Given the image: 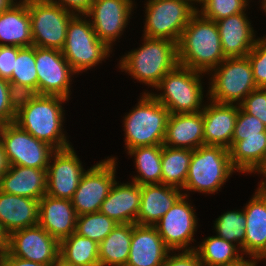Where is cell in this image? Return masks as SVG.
<instances>
[{"label":"cell","instance_id":"6da1fadb","mask_svg":"<svg viewBox=\"0 0 266 266\" xmlns=\"http://www.w3.org/2000/svg\"><path fill=\"white\" fill-rule=\"evenodd\" d=\"M67 98L57 95L26 94L18 96L15 123L33 137L56 150L72 146L64 131ZM63 103V104H62Z\"/></svg>","mask_w":266,"mask_h":266},{"label":"cell","instance_id":"bcb514c9","mask_svg":"<svg viewBox=\"0 0 266 266\" xmlns=\"http://www.w3.org/2000/svg\"><path fill=\"white\" fill-rule=\"evenodd\" d=\"M0 266H52V264H43L21 259L10 255L7 251L0 256Z\"/></svg>","mask_w":266,"mask_h":266},{"label":"cell","instance_id":"5bb4252c","mask_svg":"<svg viewBox=\"0 0 266 266\" xmlns=\"http://www.w3.org/2000/svg\"><path fill=\"white\" fill-rule=\"evenodd\" d=\"M135 0H93L85 14L94 29L97 37L111 50L124 33L133 9Z\"/></svg>","mask_w":266,"mask_h":266},{"label":"cell","instance_id":"4fadbf2b","mask_svg":"<svg viewBox=\"0 0 266 266\" xmlns=\"http://www.w3.org/2000/svg\"><path fill=\"white\" fill-rule=\"evenodd\" d=\"M188 199V200H187ZM189 198L182 195L165 215L154 225L165 245L171 251H192L198 219Z\"/></svg>","mask_w":266,"mask_h":266},{"label":"cell","instance_id":"836d02e7","mask_svg":"<svg viewBox=\"0 0 266 266\" xmlns=\"http://www.w3.org/2000/svg\"><path fill=\"white\" fill-rule=\"evenodd\" d=\"M98 246L74 232L60 241L59 256L74 266H100Z\"/></svg>","mask_w":266,"mask_h":266},{"label":"cell","instance_id":"4316f807","mask_svg":"<svg viewBox=\"0 0 266 266\" xmlns=\"http://www.w3.org/2000/svg\"><path fill=\"white\" fill-rule=\"evenodd\" d=\"M47 169L10 166L0 179V191L40 200L46 194Z\"/></svg>","mask_w":266,"mask_h":266},{"label":"cell","instance_id":"11a10c76","mask_svg":"<svg viewBox=\"0 0 266 266\" xmlns=\"http://www.w3.org/2000/svg\"><path fill=\"white\" fill-rule=\"evenodd\" d=\"M262 259L266 261V252H265V254L260 258V261H262ZM265 263H266V262H265Z\"/></svg>","mask_w":266,"mask_h":266},{"label":"cell","instance_id":"e575fe53","mask_svg":"<svg viewBox=\"0 0 266 266\" xmlns=\"http://www.w3.org/2000/svg\"><path fill=\"white\" fill-rule=\"evenodd\" d=\"M198 245L194 251L197 253L203 266H222L235 262L244 256L235 244L217 235L204 238Z\"/></svg>","mask_w":266,"mask_h":266},{"label":"cell","instance_id":"c3c4849f","mask_svg":"<svg viewBox=\"0 0 266 266\" xmlns=\"http://www.w3.org/2000/svg\"><path fill=\"white\" fill-rule=\"evenodd\" d=\"M9 164L6 158V154L4 152V148L0 142V179L8 170Z\"/></svg>","mask_w":266,"mask_h":266},{"label":"cell","instance_id":"9a60e30c","mask_svg":"<svg viewBox=\"0 0 266 266\" xmlns=\"http://www.w3.org/2000/svg\"><path fill=\"white\" fill-rule=\"evenodd\" d=\"M35 64L38 94L57 95L70 100L72 94L70 88L76 73L63 53L60 50L35 46Z\"/></svg>","mask_w":266,"mask_h":266},{"label":"cell","instance_id":"44dd1931","mask_svg":"<svg viewBox=\"0 0 266 266\" xmlns=\"http://www.w3.org/2000/svg\"><path fill=\"white\" fill-rule=\"evenodd\" d=\"M170 252L154 226L133 224L125 266H162Z\"/></svg>","mask_w":266,"mask_h":266},{"label":"cell","instance_id":"ac0fdd59","mask_svg":"<svg viewBox=\"0 0 266 266\" xmlns=\"http://www.w3.org/2000/svg\"><path fill=\"white\" fill-rule=\"evenodd\" d=\"M239 108L238 104H220L211 100L205 103L202 110L205 145L230 149Z\"/></svg>","mask_w":266,"mask_h":266},{"label":"cell","instance_id":"d6986e66","mask_svg":"<svg viewBox=\"0 0 266 266\" xmlns=\"http://www.w3.org/2000/svg\"><path fill=\"white\" fill-rule=\"evenodd\" d=\"M246 218L244 256L261 258L266 252V187L259 185L243 206Z\"/></svg>","mask_w":266,"mask_h":266},{"label":"cell","instance_id":"cb8c5ba5","mask_svg":"<svg viewBox=\"0 0 266 266\" xmlns=\"http://www.w3.org/2000/svg\"><path fill=\"white\" fill-rule=\"evenodd\" d=\"M202 111L186 114H169L163 145L195 150L205 145Z\"/></svg>","mask_w":266,"mask_h":266},{"label":"cell","instance_id":"1f68e13d","mask_svg":"<svg viewBox=\"0 0 266 266\" xmlns=\"http://www.w3.org/2000/svg\"><path fill=\"white\" fill-rule=\"evenodd\" d=\"M8 81L18 96L38 94L34 45L19 49L12 77Z\"/></svg>","mask_w":266,"mask_h":266},{"label":"cell","instance_id":"d6a6232c","mask_svg":"<svg viewBox=\"0 0 266 266\" xmlns=\"http://www.w3.org/2000/svg\"><path fill=\"white\" fill-rule=\"evenodd\" d=\"M192 150L162 145L161 184L183 189L187 179Z\"/></svg>","mask_w":266,"mask_h":266},{"label":"cell","instance_id":"277c9868","mask_svg":"<svg viewBox=\"0 0 266 266\" xmlns=\"http://www.w3.org/2000/svg\"><path fill=\"white\" fill-rule=\"evenodd\" d=\"M235 172L238 171L231 163L228 149L221 146L202 145L192 150L187 179L182 189L183 195L189 197L190 192L208 195L217 193L225 187L223 185Z\"/></svg>","mask_w":266,"mask_h":266},{"label":"cell","instance_id":"7bdbcfd3","mask_svg":"<svg viewBox=\"0 0 266 266\" xmlns=\"http://www.w3.org/2000/svg\"><path fill=\"white\" fill-rule=\"evenodd\" d=\"M21 47L0 45V78L9 80L12 77L15 60Z\"/></svg>","mask_w":266,"mask_h":266},{"label":"cell","instance_id":"ee69618b","mask_svg":"<svg viewBox=\"0 0 266 266\" xmlns=\"http://www.w3.org/2000/svg\"><path fill=\"white\" fill-rule=\"evenodd\" d=\"M178 252V253H177ZM171 251L162 266H203L197 253L192 251ZM171 254V255H170Z\"/></svg>","mask_w":266,"mask_h":266},{"label":"cell","instance_id":"83f0119b","mask_svg":"<svg viewBox=\"0 0 266 266\" xmlns=\"http://www.w3.org/2000/svg\"><path fill=\"white\" fill-rule=\"evenodd\" d=\"M229 152L239 173L259 175L266 168V131L261 136H233Z\"/></svg>","mask_w":266,"mask_h":266},{"label":"cell","instance_id":"603a6c76","mask_svg":"<svg viewBox=\"0 0 266 266\" xmlns=\"http://www.w3.org/2000/svg\"><path fill=\"white\" fill-rule=\"evenodd\" d=\"M140 202L141 185L116 181L99 211L118 224H137Z\"/></svg>","mask_w":266,"mask_h":266},{"label":"cell","instance_id":"ab89813d","mask_svg":"<svg viewBox=\"0 0 266 266\" xmlns=\"http://www.w3.org/2000/svg\"><path fill=\"white\" fill-rule=\"evenodd\" d=\"M18 95L8 80L0 78V125L15 121Z\"/></svg>","mask_w":266,"mask_h":266},{"label":"cell","instance_id":"7402d4cb","mask_svg":"<svg viewBox=\"0 0 266 266\" xmlns=\"http://www.w3.org/2000/svg\"><path fill=\"white\" fill-rule=\"evenodd\" d=\"M77 214L71 200L45 194L39 200L38 224L59 242L76 230Z\"/></svg>","mask_w":266,"mask_h":266},{"label":"cell","instance_id":"7dc6e473","mask_svg":"<svg viewBox=\"0 0 266 266\" xmlns=\"http://www.w3.org/2000/svg\"><path fill=\"white\" fill-rule=\"evenodd\" d=\"M246 257L252 258V259H245ZM246 257L242 256L237 261L228 263L222 266H257V264H259L260 262V259L257 257H253V256H246Z\"/></svg>","mask_w":266,"mask_h":266},{"label":"cell","instance_id":"8fae6325","mask_svg":"<svg viewBox=\"0 0 266 266\" xmlns=\"http://www.w3.org/2000/svg\"><path fill=\"white\" fill-rule=\"evenodd\" d=\"M0 142L10 166L47 169L56 151L50 144L33 137L15 122L0 126Z\"/></svg>","mask_w":266,"mask_h":266},{"label":"cell","instance_id":"e0dca14e","mask_svg":"<svg viewBox=\"0 0 266 266\" xmlns=\"http://www.w3.org/2000/svg\"><path fill=\"white\" fill-rule=\"evenodd\" d=\"M60 242L39 224L8 235L7 252L33 262L52 264L59 257Z\"/></svg>","mask_w":266,"mask_h":266},{"label":"cell","instance_id":"74e56055","mask_svg":"<svg viewBox=\"0 0 266 266\" xmlns=\"http://www.w3.org/2000/svg\"><path fill=\"white\" fill-rule=\"evenodd\" d=\"M249 0H199L197 12L203 17L218 21L228 16L245 12L249 6ZM252 1V0H251Z\"/></svg>","mask_w":266,"mask_h":266},{"label":"cell","instance_id":"8992f818","mask_svg":"<svg viewBox=\"0 0 266 266\" xmlns=\"http://www.w3.org/2000/svg\"><path fill=\"white\" fill-rule=\"evenodd\" d=\"M204 73L177 65L169 71L155 87L159 94L150 92L169 111V114H186L202 111L204 86L201 81ZM204 95V96H203Z\"/></svg>","mask_w":266,"mask_h":266},{"label":"cell","instance_id":"ffe728a7","mask_svg":"<svg viewBox=\"0 0 266 266\" xmlns=\"http://www.w3.org/2000/svg\"><path fill=\"white\" fill-rule=\"evenodd\" d=\"M247 12H241L216 21L222 51L226 58L246 57L257 40Z\"/></svg>","mask_w":266,"mask_h":266},{"label":"cell","instance_id":"9c48e42d","mask_svg":"<svg viewBox=\"0 0 266 266\" xmlns=\"http://www.w3.org/2000/svg\"><path fill=\"white\" fill-rule=\"evenodd\" d=\"M194 0H147L143 36L178 43L184 28L197 12Z\"/></svg>","mask_w":266,"mask_h":266},{"label":"cell","instance_id":"4dcf8cb0","mask_svg":"<svg viewBox=\"0 0 266 266\" xmlns=\"http://www.w3.org/2000/svg\"><path fill=\"white\" fill-rule=\"evenodd\" d=\"M134 156L137 175L132 182L138 185L161 184L162 179V145L139 146L126 152Z\"/></svg>","mask_w":266,"mask_h":266},{"label":"cell","instance_id":"681fc988","mask_svg":"<svg viewBox=\"0 0 266 266\" xmlns=\"http://www.w3.org/2000/svg\"><path fill=\"white\" fill-rule=\"evenodd\" d=\"M8 234L4 231L0 223V256L7 251Z\"/></svg>","mask_w":266,"mask_h":266},{"label":"cell","instance_id":"7a4b0ae2","mask_svg":"<svg viewBox=\"0 0 266 266\" xmlns=\"http://www.w3.org/2000/svg\"><path fill=\"white\" fill-rule=\"evenodd\" d=\"M178 63L209 74L226 59L215 21L196 12L184 28L177 43Z\"/></svg>","mask_w":266,"mask_h":266},{"label":"cell","instance_id":"f6af8a7d","mask_svg":"<svg viewBox=\"0 0 266 266\" xmlns=\"http://www.w3.org/2000/svg\"><path fill=\"white\" fill-rule=\"evenodd\" d=\"M73 14H86L93 0H49Z\"/></svg>","mask_w":266,"mask_h":266},{"label":"cell","instance_id":"db71d44e","mask_svg":"<svg viewBox=\"0 0 266 266\" xmlns=\"http://www.w3.org/2000/svg\"><path fill=\"white\" fill-rule=\"evenodd\" d=\"M262 4H261V9H262V11H264L265 12V14H266V0H262V2H261Z\"/></svg>","mask_w":266,"mask_h":266},{"label":"cell","instance_id":"7c38bea8","mask_svg":"<svg viewBox=\"0 0 266 266\" xmlns=\"http://www.w3.org/2000/svg\"><path fill=\"white\" fill-rule=\"evenodd\" d=\"M117 158L110 156L87 169L77 187L72 205L77 216L95 213L110 193L116 182Z\"/></svg>","mask_w":266,"mask_h":266},{"label":"cell","instance_id":"b9f144b4","mask_svg":"<svg viewBox=\"0 0 266 266\" xmlns=\"http://www.w3.org/2000/svg\"><path fill=\"white\" fill-rule=\"evenodd\" d=\"M265 131L262 121L239 108L233 136H261V132Z\"/></svg>","mask_w":266,"mask_h":266},{"label":"cell","instance_id":"ba28073f","mask_svg":"<svg viewBox=\"0 0 266 266\" xmlns=\"http://www.w3.org/2000/svg\"><path fill=\"white\" fill-rule=\"evenodd\" d=\"M207 100L220 104H240L257 88L248 57L226 58L209 74Z\"/></svg>","mask_w":266,"mask_h":266},{"label":"cell","instance_id":"f1b7e54d","mask_svg":"<svg viewBox=\"0 0 266 266\" xmlns=\"http://www.w3.org/2000/svg\"><path fill=\"white\" fill-rule=\"evenodd\" d=\"M0 45L28 47L33 45L27 3L19 0L0 14Z\"/></svg>","mask_w":266,"mask_h":266},{"label":"cell","instance_id":"5b68a950","mask_svg":"<svg viewBox=\"0 0 266 266\" xmlns=\"http://www.w3.org/2000/svg\"><path fill=\"white\" fill-rule=\"evenodd\" d=\"M142 92L138 103L123 118L125 149L163 145L169 111L150 91Z\"/></svg>","mask_w":266,"mask_h":266},{"label":"cell","instance_id":"3957f363","mask_svg":"<svg viewBox=\"0 0 266 266\" xmlns=\"http://www.w3.org/2000/svg\"><path fill=\"white\" fill-rule=\"evenodd\" d=\"M142 37V45L123 55L118 67L134 80L155 88L179 64L177 43L168 39Z\"/></svg>","mask_w":266,"mask_h":266},{"label":"cell","instance_id":"f35d334b","mask_svg":"<svg viewBox=\"0 0 266 266\" xmlns=\"http://www.w3.org/2000/svg\"><path fill=\"white\" fill-rule=\"evenodd\" d=\"M247 57L253 69V78L257 88H266V35L261 38L257 37Z\"/></svg>","mask_w":266,"mask_h":266},{"label":"cell","instance_id":"60d3db41","mask_svg":"<svg viewBox=\"0 0 266 266\" xmlns=\"http://www.w3.org/2000/svg\"><path fill=\"white\" fill-rule=\"evenodd\" d=\"M239 105L244 112L257 117L266 126V88H256Z\"/></svg>","mask_w":266,"mask_h":266},{"label":"cell","instance_id":"484cf974","mask_svg":"<svg viewBox=\"0 0 266 266\" xmlns=\"http://www.w3.org/2000/svg\"><path fill=\"white\" fill-rule=\"evenodd\" d=\"M38 222L39 200L0 191V223L8 235Z\"/></svg>","mask_w":266,"mask_h":266},{"label":"cell","instance_id":"d590c367","mask_svg":"<svg viewBox=\"0 0 266 266\" xmlns=\"http://www.w3.org/2000/svg\"><path fill=\"white\" fill-rule=\"evenodd\" d=\"M214 229L216 235L235 244L244 255V239L246 218L243 209L224 212L215 219Z\"/></svg>","mask_w":266,"mask_h":266},{"label":"cell","instance_id":"d4e9b609","mask_svg":"<svg viewBox=\"0 0 266 266\" xmlns=\"http://www.w3.org/2000/svg\"><path fill=\"white\" fill-rule=\"evenodd\" d=\"M182 195L181 189L165 184L141 185L137 224L154 226Z\"/></svg>","mask_w":266,"mask_h":266},{"label":"cell","instance_id":"8d00e7d4","mask_svg":"<svg viewBox=\"0 0 266 266\" xmlns=\"http://www.w3.org/2000/svg\"><path fill=\"white\" fill-rule=\"evenodd\" d=\"M117 224L100 211L82 214L77 216L75 233L99 244Z\"/></svg>","mask_w":266,"mask_h":266},{"label":"cell","instance_id":"f5cc1de1","mask_svg":"<svg viewBox=\"0 0 266 266\" xmlns=\"http://www.w3.org/2000/svg\"><path fill=\"white\" fill-rule=\"evenodd\" d=\"M259 175L260 176L262 175V178L265 177V178H263L262 181L258 182V183H260L259 185L266 187V168Z\"/></svg>","mask_w":266,"mask_h":266},{"label":"cell","instance_id":"f546056e","mask_svg":"<svg viewBox=\"0 0 266 266\" xmlns=\"http://www.w3.org/2000/svg\"><path fill=\"white\" fill-rule=\"evenodd\" d=\"M133 224H117L99 243L100 266H125L129 257Z\"/></svg>","mask_w":266,"mask_h":266},{"label":"cell","instance_id":"30bf717a","mask_svg":"<svg viewBox=\"0 0 266 266\" xmlns=\"http://www.w3.org/2000/svg\"><path fill=\"white\" fill-rule=\"evenodd\" d=\"M28 6L33 45L62 50L67 26L75 15L49 0H24Z\"/></svg>","mask_w":266,"mask_h":266},{"label":"cell","instance_id":"f907efd6","mask_svg":"<svg viewBox=\"0 0 266 266\" xmlns=\"http://www.w3.org/2000/svg\"><path fill=\"white\" fill-rule=\"evenodd\" d=\"M17 2V0H0V14L10 9Z\"/></svg>","mask_w":266,"mask_h":266},{"label":"cell","instance_id":"52a82bcc","mask_svg":"<svg viewBox=\"0 0 266 266\" xmlns=\"http://www.w3.org/2000/svg\"><path fill=\"white\" fill-rule=\"evenodd\" d=\"M112 51L97 37L85 14H76L70 19L61 52L76 75L107 60Z\"/></svg>","mask_w":266,"mask_h":266},{"label":"cell","instance_id":"816d5d0a","mask_svg":"<svg viewBox=\"0 0 266 266\" xmlns=\"http://www.w3.org/2000/svg\"><path fill=\"white\" fill-rule=\"evenodd\" d=\"M52 266H74L71 263L66 262L63 258L60 256L52 263Z\"/></svg>","mask_w":266,"mask_h":266},{"label":"cell","instance_id":"2e32d148","mask_svg":"<svg viewBox=\"0 0 266 266\" xmlns=\"http://www.w3.org/2000/svg\"><path fill=\"white\" fill-rule=\"evenodd\" d=\"M85 171L73 146L56 150L47 168L46 194L71 200Z\"/></svg>","mask_w":266,"mask_h":266}]
</instances>
